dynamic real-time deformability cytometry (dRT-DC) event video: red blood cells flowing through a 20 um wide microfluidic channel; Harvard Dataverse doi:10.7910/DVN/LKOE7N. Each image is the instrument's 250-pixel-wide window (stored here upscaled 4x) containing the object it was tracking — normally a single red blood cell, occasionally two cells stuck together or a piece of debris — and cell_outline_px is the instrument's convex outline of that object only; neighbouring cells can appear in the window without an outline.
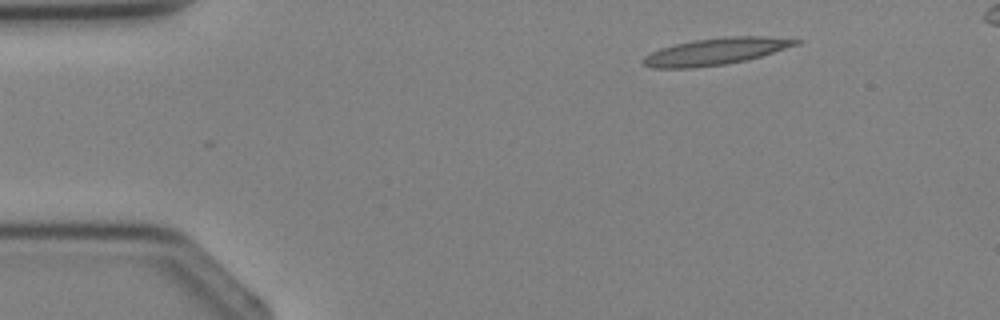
{"species": "Egyptian fruit bat (a non-hibernating species)", "species_latin": "Rousettus aegyptiacus", "temperature_condition": "cold", "stored_images_in_passage": 2, "camera_frame_rate_fps": 3000, "um_per_image_px": 0.085, "animal": {"sex": "female"}, "frame": {"image": 1, "passage_image": 2, "time_ms": 1.333, "image_size_px": [1000, 320], "cell_outline_px": [[804, 40], [800, 44], [748, 60], [724, 64], [692, 68], [652, 68], [644, 64], [640, 60], [644, 56], [660, 48], [676, 44], [696, 40], [724, 36], [764, 36]], "centroid_in_image_um": [60.86, 4.37], "position_along_channel_um": 24.1, "area_um2": 23.87}}